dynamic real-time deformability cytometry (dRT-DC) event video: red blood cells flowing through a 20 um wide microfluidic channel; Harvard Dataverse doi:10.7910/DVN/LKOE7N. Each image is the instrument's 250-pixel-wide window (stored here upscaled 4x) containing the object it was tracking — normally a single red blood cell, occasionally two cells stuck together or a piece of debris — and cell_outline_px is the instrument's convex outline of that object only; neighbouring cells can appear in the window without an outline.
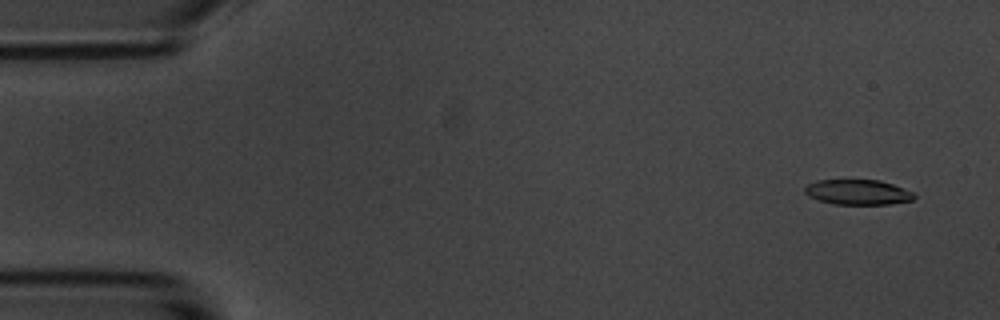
{"species": "common noctule bat (a hibernating species)", "species_latin": "Nyctalus noctula", "temperature_condition": "room temperature", "stored_images_in_passage": 55, "camera_frame_rate_fps": 3000, "um_per_image_px": 0.085, "animal": {"sex": "male", "body_mass_g": 20.1, "forearm_length_mm": 53.5}, "frame": {"image": 1, "passage_image": 3, "time_ms": 0.667, "image_size_px": [1000, 320], "cell_outline_px": [[916, 196], [912, 200], [888, 204], [832, 204], [808, 196], [804, 192], [804, 188], [808, 184], [816, 180], [880, 180], [892, 184], [912, 192]], "centroid_in_image_um": [72.88, 16.33], "position_along_channel_um": 12.1, "area_um2": 15.9}}
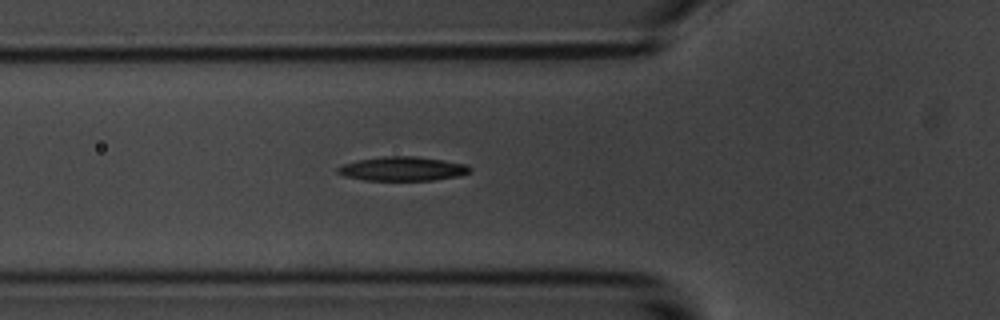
{"frame": {"image": 2, "passage_image": 19, "time_ms": 6.0, "image_size_px": [1000, 320], "cell_outline_px": [[472, 172], [460, 176], [432, 180], [364, 180], [344, 176], [336, 172], [336, 168], [340, 164], [360, 160], [384, 156], [416, 156], [444, 160], [464, 164], [472, 168]], "centroid_in_image_um": [34.21, 14.35], "position_along_channel_um": 91.6, "area_um2": 18.67}}
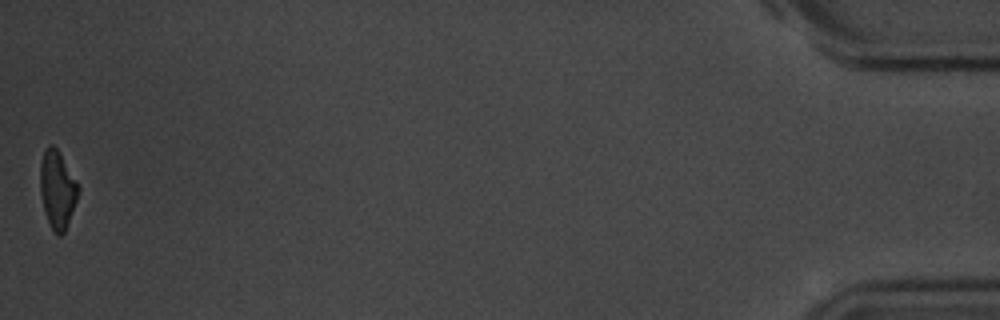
{"frame": {"image": 3, "passage_image": 55, "time_ms": 18.0, "image_size_px": [1000, 320], "cell_outline_px": [[80, 192], [64, 232], [60, 236], [56, 236], [48, 224], [40, 192], [40, 160], [48, 144], [52, 144], [56, 148], [76, 180], [80, 188]], "centroid_in_image_um": [4.87, 16.13], "position_along_channel_um": 430.3, "area_um2": 17.22}, "authors_computed_cell_mechanics": {"area_um2": 18.1492, "velocity_mm_per_s": 3.627, "shape_relaxation_time_tau1_ms": 2.8918, "shape_relaxation_time_tau2_ms": null, "deformation_change_tau1": 0.1265, "deformation_change_tau2": null}}